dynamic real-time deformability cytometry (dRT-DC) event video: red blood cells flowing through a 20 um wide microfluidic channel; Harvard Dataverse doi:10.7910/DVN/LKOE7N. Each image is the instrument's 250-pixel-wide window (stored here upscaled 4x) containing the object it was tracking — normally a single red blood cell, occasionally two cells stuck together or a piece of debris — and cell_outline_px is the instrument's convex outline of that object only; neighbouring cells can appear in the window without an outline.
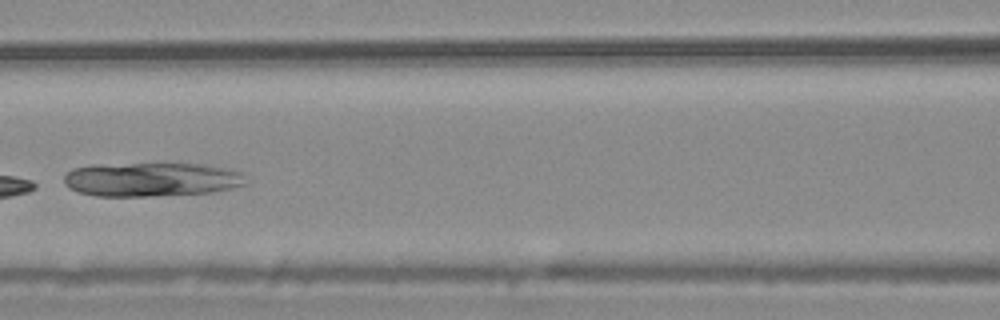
{"species": "common noctule bat (a hibernating species)", "species_latin": "Nyctalus noctula", "temperature_condition": "warm", "stored_images_in_passage": 7, "camera_frame_rate_fps": 3000, "um_per_image_px": 0.085, "animal": {"sex": "male", "body_mass_g": 20.4}, "frame": {"image": 1, "passage_image": 7, "time_ms": 2.0, "image_size_px": [1000, 320], "cell_outline_px": [[248, 184], [216, 192], [152, 196], [96, 196], [80, 192], [68, 188], [64, 184], [64, 176], [72, 168], [92, 164], [208, 164], [244, 172]], "centroid_in_image_um": [12.92, 15.25], "position_along_channel_um": 153.7, "area_um2": 36.53}}